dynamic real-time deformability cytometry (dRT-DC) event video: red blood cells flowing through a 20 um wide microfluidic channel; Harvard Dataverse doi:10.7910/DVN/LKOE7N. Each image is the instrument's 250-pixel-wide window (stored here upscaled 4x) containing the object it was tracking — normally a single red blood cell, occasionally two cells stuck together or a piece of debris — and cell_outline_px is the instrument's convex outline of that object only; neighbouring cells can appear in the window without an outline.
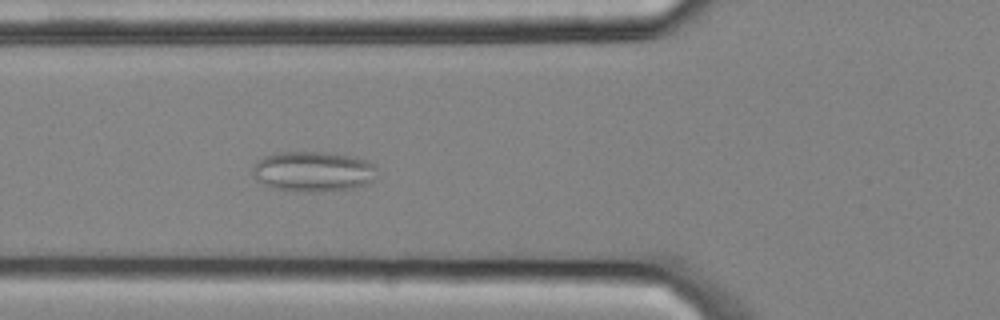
{"species": "common noctule bat (a hibernating species)", "species_latin": "Nyctalus noctula", "temperature_condition": "cold", "stored_images_in_passage": 3, "camera_frame_rate_fps": 3000, "um_per_image_px": 0.085, "animal": {"sex": "male", "body_mass_g": 20.4}, "frame": {"image": 1, "passage_image": 3, "time_ms": 0.667, "image_size_px": [1000, 320], "cell_outline_px": [[380, 168], [372, 180], [368, 184], [352, 188], [320, 192], [304, 192], [272, 188], [256, 180], [252, 176], [252, 168], [264, 156], [280, 152], [324, 152], [352, 156], [376, 164]], "centroid_in_image_um": [26.64, 14.58], "position_along_channel_um": 99.2, "area_um2": 29.42}}